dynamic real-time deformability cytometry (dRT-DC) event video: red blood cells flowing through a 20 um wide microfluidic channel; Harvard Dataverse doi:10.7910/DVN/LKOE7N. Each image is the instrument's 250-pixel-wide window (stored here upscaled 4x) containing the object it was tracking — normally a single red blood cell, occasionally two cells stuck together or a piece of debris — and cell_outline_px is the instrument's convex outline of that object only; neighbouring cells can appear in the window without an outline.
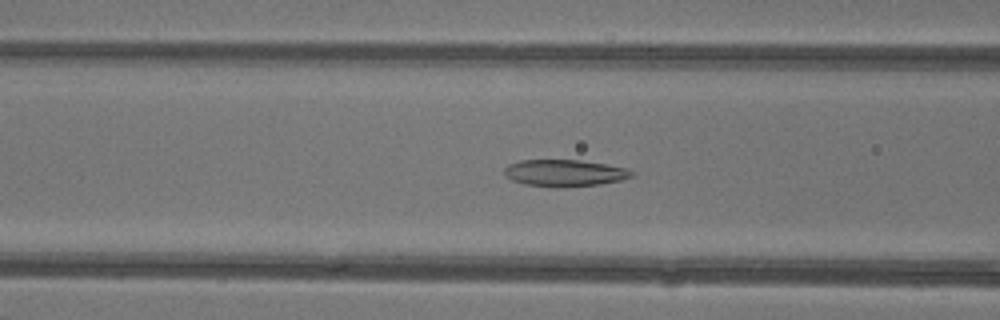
{"species": "common noctule bat (a hibernating species)", "species_latin": "Nyctalus noctula", "temperature_condition": "warm", "stored_images_in_passage": 47, "camera_frame_rate_fps": 3000, "um_per_image_px": 0.085, "animal": {"sex": "female"}, "frame": {"image": 1, "passage_image": 19, "time_ms": 6.0, "image_size_px": [1000, 320], "cell_outline_px": [[636, 172], [632, 176], [620, 180], [600, 184], [564, 188], [556, 188], [524, 184], [512, 180], [504, 176], [504, 168], [508, 164], [520, 160], [580, 160], [628, 168]], "centroid_in_image_um": [47.97, 14.71], "position_along_channel_um": 118.6, "area_um2": 20.17}}
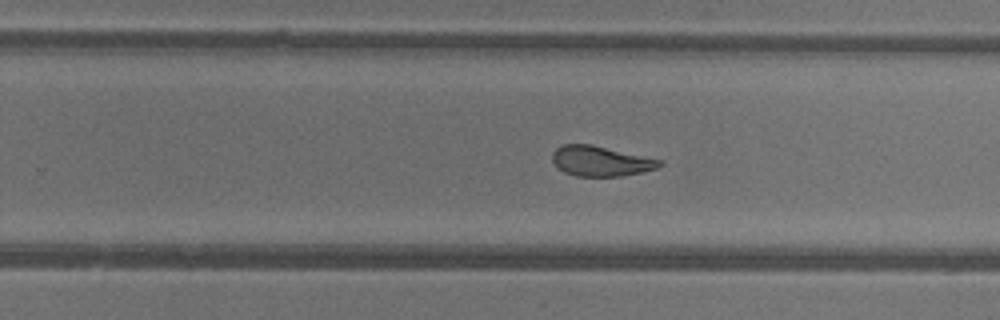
{"frame": {"image": 2, "passage_image": 30, "time_ms": 9.667, "image_size_px": [1000, 320], "cell_outline_px": [[664, 164], [656, 168], [640, 172], [620, 176], [576, 176], [564, 172], [552, 160], [552, 152], [556, 148], [564, 144], [592, 144], [660, 160]], "centroid_in_image_um": [51.03, 13.68], "position_along_channel_um": 278.8, "area_um2": 18.55}}
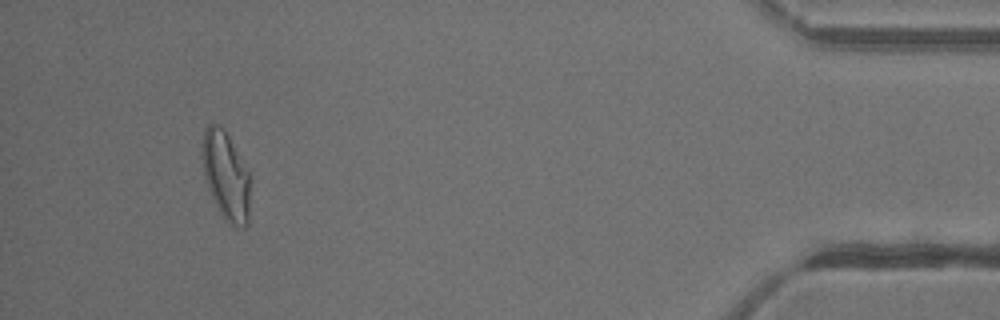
{"frame": {"image": 3, "passage_image": 44, "time_ms": 14.333, "image_size_px": [1000, 320], "cell_outline_px": [[248, 224], [244, 228], [240, 228], [228, 224], [220, 212], [208, 188], [204, 176], [200, 156], [204, 128], [208, 124], [216, 124], [224, 128], [248, 172]], "centroid_in_image_um": [19.15, 14.92], "position_along_channel_um": 416.1, "area_um2": 24.51}, "authors_computed_cell_mechanics": {"area_um2": 21.7328, "velocity_mm_per_s": 4.3654, "shape_relaxation_time_tau1_ms": null, "shape_relaxation_time_tau2_ms": 1.5485, "deformation_change_tau1": null, "deformation_change_tau2": 0.0849}}